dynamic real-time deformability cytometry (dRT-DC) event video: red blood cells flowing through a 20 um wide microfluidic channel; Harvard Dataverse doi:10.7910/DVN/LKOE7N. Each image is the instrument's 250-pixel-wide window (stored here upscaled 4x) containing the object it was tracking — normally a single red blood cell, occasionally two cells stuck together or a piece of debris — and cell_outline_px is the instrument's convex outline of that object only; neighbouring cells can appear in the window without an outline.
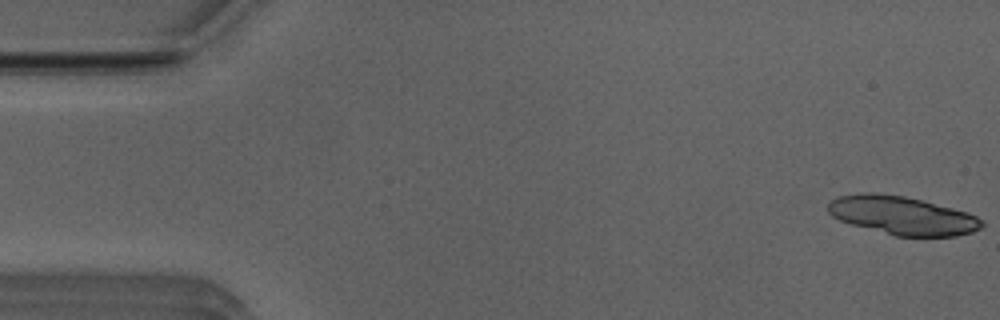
{"species": "Egyptian fruit bat (a non-hibernating species)", "species_latin": "Rousettus aegyptiacus", "temperature_condition": "room temperature", "stored_images_in_passage": 12, "camera_frame_rate_fps": 3000, "um_per_image_px": 0.085, "animal": {"sex": "male"}, "frame": {"image": 1, "passage_image": 1, "time_ms": 0.0, "image_size_px": [1000, 320], "cell_outline_px": [[984, 224], [980, 228], [972, 232], [956, 236], [896, 236], [852, 224], [840, 220], [832, 216], [828, 212], [828, 204], [832, 200], [840, 196], [860, 192], [876, 192], [904, 196], [968, 212], [976, 216]], "centroid_in_image_um": [76.68, 18.31], "position_along_channel_um": 8.3, "area_um2": 34.16}}